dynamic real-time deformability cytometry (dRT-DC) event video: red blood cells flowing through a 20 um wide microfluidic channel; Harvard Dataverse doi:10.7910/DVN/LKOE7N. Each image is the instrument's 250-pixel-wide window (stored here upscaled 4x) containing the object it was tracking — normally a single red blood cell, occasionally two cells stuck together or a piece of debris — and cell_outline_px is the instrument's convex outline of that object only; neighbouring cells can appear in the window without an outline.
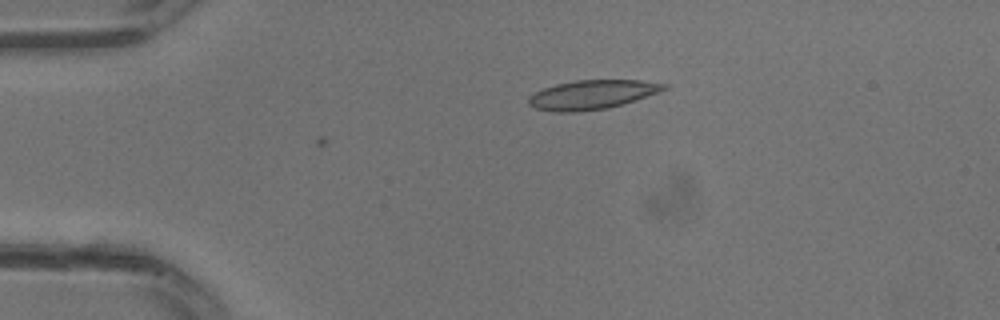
{"species": "common noctule bat (a hibernating species)", "species_latin": "Nyctalus noctula", "temperature_condition": "warm", "stored_images_in_passage": 3, "camera_frame_rate_fps": 3000, "um_per_image_px": 0.085, "animal": {"sex": "male", "body_mass_g": 13.3}, "frame": {"image": 1, "passage_image": 1, "time_ms": 0.0, "image_size_px": [1000, 320], "cell_outline_px": [[668, 88], [660, 92], [636, 100], [608, 108], [576, 112], [552, 112], [536, 108], [528, 104], [528, 96], [544, 88], [556, 84], [576, 80], [640, 80], [668, 84]], "centroid_in_image_um": [50.34, 8.05], "position_along_channel_um": 34.7, "area_um2": 23.06}}